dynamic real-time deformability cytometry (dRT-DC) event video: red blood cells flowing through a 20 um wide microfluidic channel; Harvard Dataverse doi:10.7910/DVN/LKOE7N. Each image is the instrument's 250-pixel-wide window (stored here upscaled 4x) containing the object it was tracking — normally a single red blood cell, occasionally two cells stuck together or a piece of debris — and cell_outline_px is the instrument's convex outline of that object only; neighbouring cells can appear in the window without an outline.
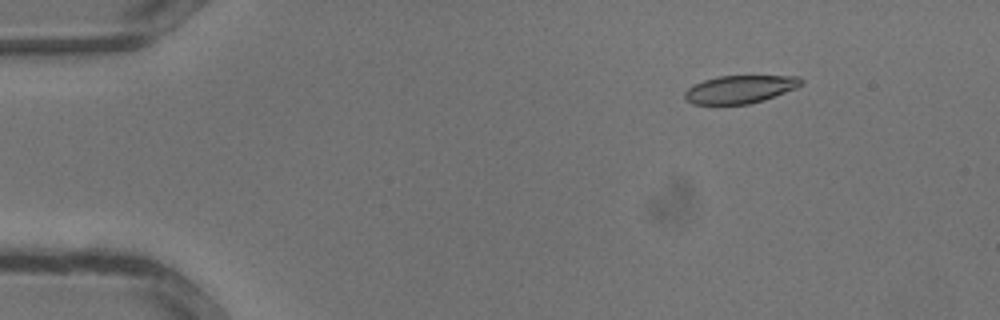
{"species": "common noctule bat (a hibernating species)", "species_latin": "Nyctalus noctula", "temperature_condition": "warm", "stored_images_in_passage": 11, "camera_frame_rate_fps": 3000, "um_per_image_px": 0.085, "animal": {"sex": "male", "body_mass_g": 13.3}, "frame": {"image": 1, "passage_image": 1, "time_ms": 0.0, "image_size_px": [1000, 320], "cell_outline_px": [[804, 84], [796, 88], [764, 100], [748, 104], [692, 104], [684, 100], [684, 92], [688, 88], [704, 80], [720, 76], [800, 76], [804, 80]], "centroid_in_image_um": [62.92, 7.59], "position_along_channel_um": 22.1, "area_um2": 18.96}}
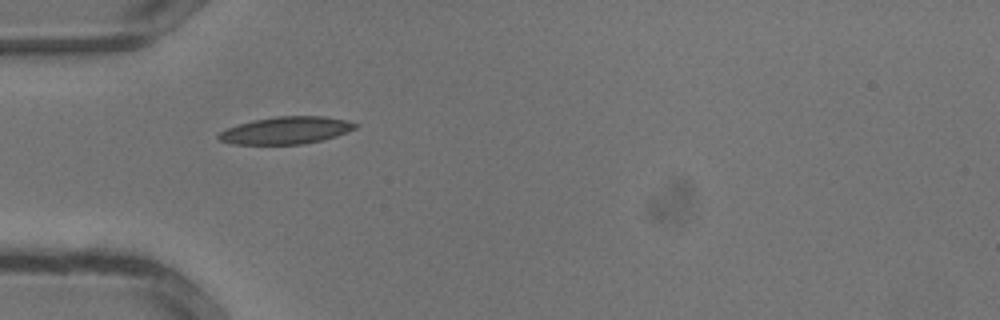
{"frame": {"image": 2, "passage_image": 7, "time_ms": 2.0, "image_size_px": [1000, 320], "cell_outline_px": [[360, 124], [356, 128], [336, 136], [304, 144], [232, 144], [220, 140], [216, 136], [220, 132], [228, 128], [252, 120], [276, 116], [324, 116], [344, 120]], "centroid_in_image_um": [24.31, 11.08], "position_along_channel_um": 60.7, "area_um2": 21.56}}
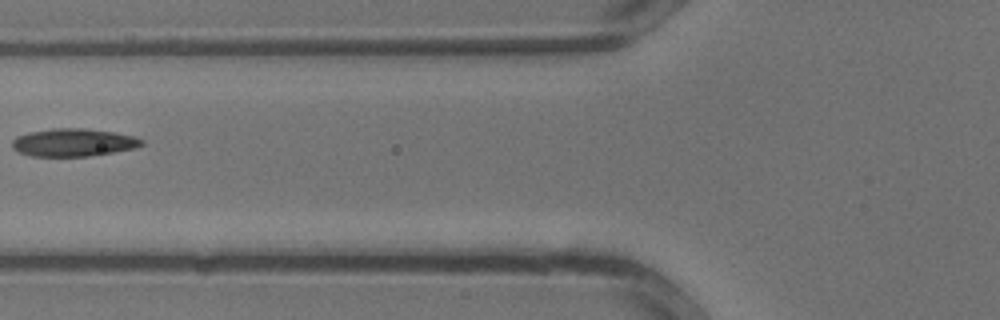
{"frame": {"image": 3, "passage_image": 10, "time_ms": 3.0, "image_size_px": [1000, 320], "cell_outline_px": [[144, 144], [136, 148], [88, 156], [28, 156], [16, 152], [12, 148], [12, 140], [16, 136], [28, 132], [52, 128], [84, 128], [112, 132], [136, 136], [144, 140]], "centroid_in_image_um": [6.21, 12.11], "position_along_channel_um": 119.6, "area_um2": 21.21}}